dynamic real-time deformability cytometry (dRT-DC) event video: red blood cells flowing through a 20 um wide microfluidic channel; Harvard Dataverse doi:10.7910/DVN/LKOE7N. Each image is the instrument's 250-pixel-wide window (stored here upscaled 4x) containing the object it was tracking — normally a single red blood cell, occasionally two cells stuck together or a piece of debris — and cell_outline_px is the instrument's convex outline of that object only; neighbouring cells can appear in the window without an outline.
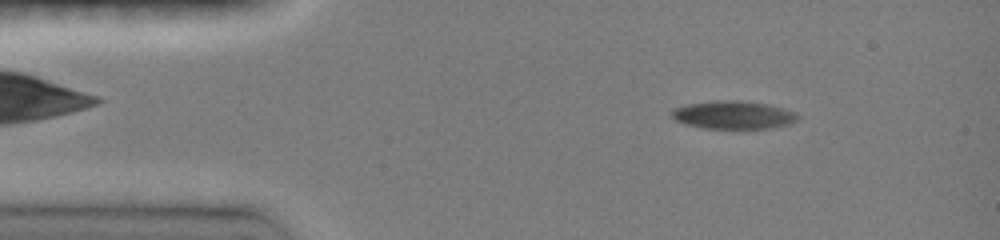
{"species": "common noctule bat (a hibernating species)", "species_latin": "Nyctalus noctula", "temperature_condition": "room temperature", "stored_images_in_passage": 34, "camera_frame_rate_fps": 3000, "um_per_image_px": 0.085, "animal": {"sex": "female", "body_mass_g": 19.0, "forearm_length_mm": 51.5}, "frame": {"image": 1, "passage_image": 5, "time_ms": 1.333, "image_size_px": [1000, 240], "cell_outline_px": [[800, 116], [796, 120], [788, 124], [772, 128], [704, 128], [688, 124], [676, 120], [672, 116], [672, 108], [688, 104], [716, 100], [740, 100], [768, 104], [796, 112]], "centroid_in_image_um": [62.35, 9.76], "position_along_channel_um": 22.6, "area_um2": 20.46}}
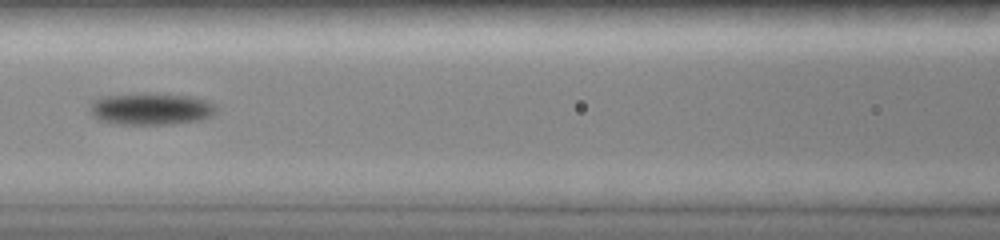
{"frame": {"image": 2, "passage_image": 18, "time_ms": 6.0, "image_size_px": [1000, 240], "cell_outline_px": [[216, 112], [212, 116], [200, 120], [172, 124], [116, 124], [96, 120], [92, 116], [88, 108], [88, 104], [96, 96], [140, 92], [196, 96], [208, 100], [216, 104]], "centroid_in_image_um": [12.77, 9.23], "position_along_channel_um": 153.8, "area_um2": 24.57}}
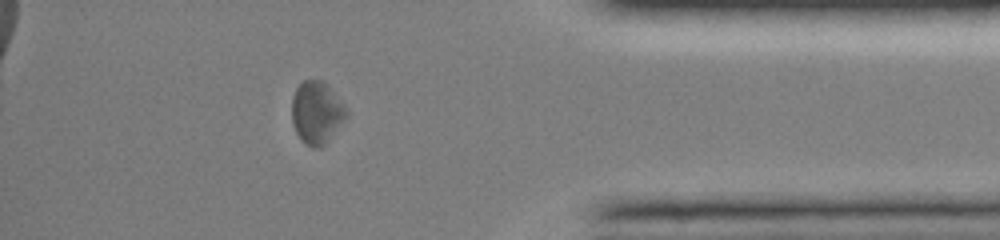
{"frame": {"image": 3, "passage_image": 28, "time_ms": 12.667, "image_size_px": [1000, 240], "cell_outline_px": [[348, 116], [324, 144], [312, 148], [300, 140], [292, 124], [292, 96], [296, 88], [304, 80], [324, 80], [348, 108]], "centroid_in_image_um": [26.92, 9.54], "position_along_channel_um": 408.3, "area_um2": 19.94}, "authors_computed_cell_mechanics": {"area_um2": 20.6057, "velocity_mm_per_s": 4.0844, "shape_relaxation_time_tau1_ms": 5.2518, "shape_relaxation_time_tau2_ms": null, "deformation_change_tau1": 0.1019, "deformation_change_tau2": null}}